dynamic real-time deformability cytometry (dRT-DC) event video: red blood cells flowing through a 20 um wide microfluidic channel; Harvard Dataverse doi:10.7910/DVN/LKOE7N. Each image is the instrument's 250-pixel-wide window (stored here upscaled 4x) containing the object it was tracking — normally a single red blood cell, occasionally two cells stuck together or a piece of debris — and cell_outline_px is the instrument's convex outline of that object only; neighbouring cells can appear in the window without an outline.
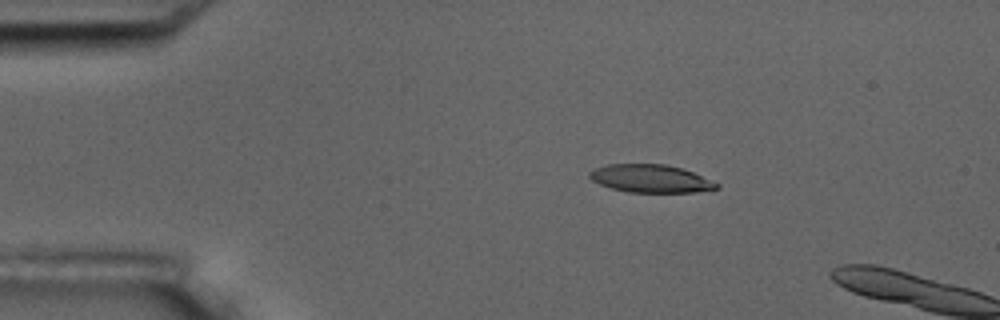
{"species": "common noctule bat (a hibernating species)", "species_latin": "Nyctalus noctula", "temperature_condition": "room temperature", "stored_images_in_passage": 3, "camera_frame_rate_fps": 3000, "um_per_image_px": 0.085, "animal": {"sex": "male", "body_mass_g": 17.5, "forearm_length_mm": 52.3}, "frame": {"image": 1, "passage_image": 2, "time_ms": 2.0, "image_size_px": [1000, 320], "cell_outline_px": [[720, 188], [696, 192], [628, 192], [612, 188], [600, 184], [592, 180], [588, 176], [588, 172], [596, 168], [608, 164], [664, 164], [680, 168], [692, 172], [720, 184]], "centroid_in_image_um": [55.3, 15.18], "position_along_channel_um": 29.7, "area_um2": 20.52}}